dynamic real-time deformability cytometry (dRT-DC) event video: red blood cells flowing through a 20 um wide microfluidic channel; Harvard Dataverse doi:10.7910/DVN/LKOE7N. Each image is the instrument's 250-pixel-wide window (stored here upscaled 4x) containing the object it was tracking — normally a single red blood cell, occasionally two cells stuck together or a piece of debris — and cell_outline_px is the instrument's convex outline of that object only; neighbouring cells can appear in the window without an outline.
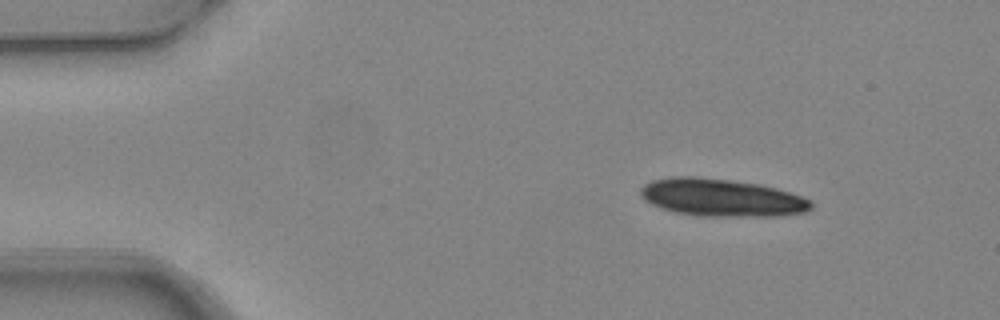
{"species": "common noctule bat (a hibernating species)", "species_latin": "Nyctalus noctula", "temperature_condition": "warm", "stored_images_in_passage": 6, "camera_frame_rate_fps": 3000, "um_per_image_px": 0.085, "animal": {"sex": "female", "body_mass_g": 24.6, "forearm_length_mm": 56.2}, "frame": {"image": 1, "passage_image": 1, "time_ms": 0.0, "image_size_px": [1000, 320], "cell_outline_px": [[812, 208], [808, 212], [780, 216], [700, 216], [676, 212], [652, 204], [644, 200], [640, 196], [640, 188], [644, 184], [652, 180], [676, 176], [692, 176], [728, 180], [760, 184], [776, 188], [800, 196], [808, 200], [812, 204]], "centroid_in_image_um": [61.33, 16.8], "position_along_channel_um": 23.7, "area_um2": 37.22}}
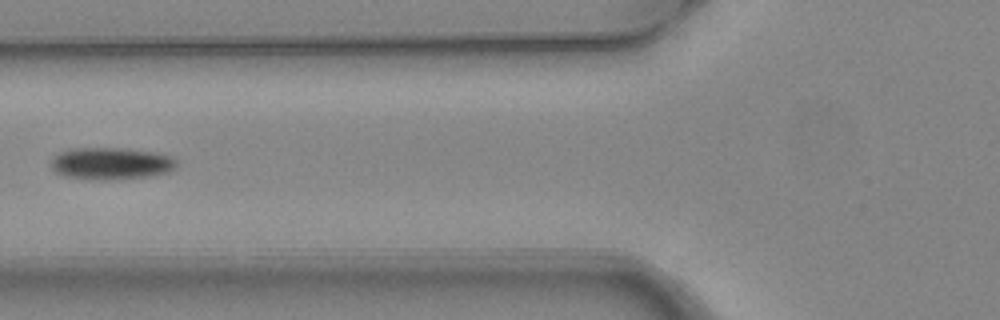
{"frame": {"image": 2, "passage_image": 5, "time_ms": 1.333, "image_size_px": [1000, 320], "cell_outline_px": [[176, 168], [168, 172], [148, 176], [116, 180], [100, 180], [68, 176], [56, 172], [52, 168], [52, 160], [60, 152], [72, 148], [120, 148], [156, 152], [172, 156], [176, 160]], "centroid_in_image_um": [9.49, 13.89], "position_along_channel_um": 116.3, "area_um2": 23.35}}
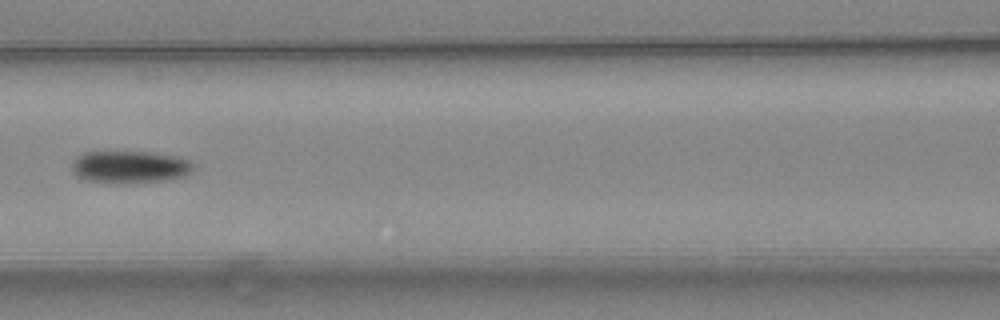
{"frame": {"image": 3, "passage_image": 6, "time_ms": 1.667, "image_size_px": [1000, 320], "cell_outline_px": [[192, 168], [184, 176], [168, 180], [128, 184], [104, 184], [84, 180], [76, 176], [72, 172], [72, 160], [76, 156], [84, 152], [152, 152], [176, 156], [188, 160], [192, 164]], "centroid_in_image_um": [10.94, 14.22], "position_along_channel_um": 155.7, "area_um2": 23.41}}